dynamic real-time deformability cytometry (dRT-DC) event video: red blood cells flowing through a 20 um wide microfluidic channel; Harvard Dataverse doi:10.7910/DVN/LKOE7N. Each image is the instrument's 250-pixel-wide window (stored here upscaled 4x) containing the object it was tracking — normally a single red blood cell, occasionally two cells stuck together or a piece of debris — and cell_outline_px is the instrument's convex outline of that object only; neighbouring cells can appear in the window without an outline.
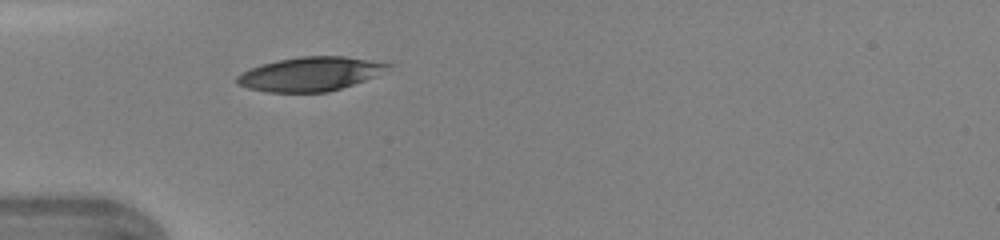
{"species": "human", "species_latin": "Homo sapiens", "temperature_condition": "warm", "stored_images_in_passage": 31, "camera_frame_rate_fps": 3000, "um_per_image_px": 0.085, "donor": {"sex": "female"}, "frame": {"image": 1, "passage_image": 1, "time_ms": 0.0, "image_size_px": [1000, 240], "cell_outline_px": [[396, 64], [376, 76], [328, 92], [268, 92], [248, 88], [236, 84], [236, 76], [240, 72], [260, 64], [276, 60], [300, 56], [344, 56]], "centroid_in_image_um": [26.34, 6.28], "position_along_channel_um": 58.7, "area_um2": 30.06}}
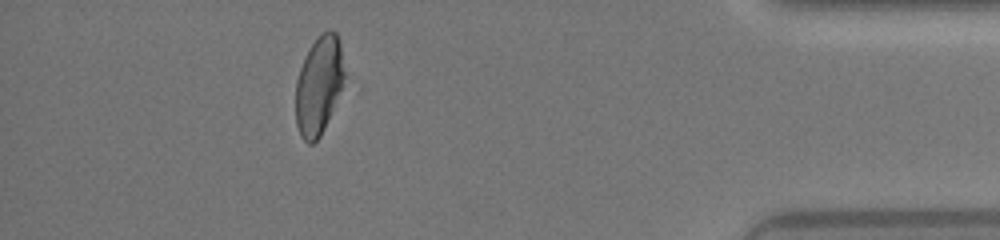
{"frame": {"image": 2, "passage_image": 27, "time_ms": 8.667, "image_size_px": [1000, 240], "cell_outline_px": [[344, 76], [340, 88], [324, 128], [320, 136], [312, 144], [308, 144], [300, 136], [296, 124], [296, 80], [304, 56], [308, 48], [324, 32], [336, 32], [340, 44], [344, 72]], "centroid_in_image_um": [27.06, 7.28], "position_along_channel_um": 408.1, "area_um2": 27.17}}